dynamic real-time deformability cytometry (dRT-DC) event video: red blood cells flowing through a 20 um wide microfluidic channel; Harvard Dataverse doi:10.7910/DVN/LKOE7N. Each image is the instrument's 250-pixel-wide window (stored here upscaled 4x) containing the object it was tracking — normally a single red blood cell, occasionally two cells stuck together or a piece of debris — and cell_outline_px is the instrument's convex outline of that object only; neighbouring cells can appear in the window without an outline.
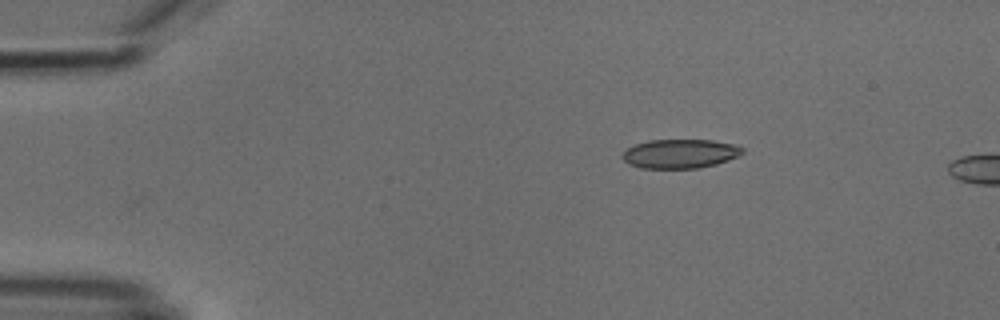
{"species": "common noctule bat (a hibernating species)", "species_latin": "Nyctalus noctula", "temperature_condition": "cold", "stored_images_in_passage": 3, "camera_frame_rate_fps": 3000, "um_per_image_px": 0.085, "animal": {"sex": "male", "body_mass_g": 18.8}, "frame": {"image": 1, "passage_image": 3, "time_ms": 2.333, "image_size_px": [1000, 320], "cell_outline_px": [[744, 152], [740, 156], [716, 164], [700, 168], [640, 168], [628, 164], [620, 156], [628, 148], [636, 144], [648, 140], [712, 140], [736, 144], [744, 148]], "centroid_in_image_um": [57.83, 13.06], "position_along_channel_um": 27.2, "area_um2": 20.52}}